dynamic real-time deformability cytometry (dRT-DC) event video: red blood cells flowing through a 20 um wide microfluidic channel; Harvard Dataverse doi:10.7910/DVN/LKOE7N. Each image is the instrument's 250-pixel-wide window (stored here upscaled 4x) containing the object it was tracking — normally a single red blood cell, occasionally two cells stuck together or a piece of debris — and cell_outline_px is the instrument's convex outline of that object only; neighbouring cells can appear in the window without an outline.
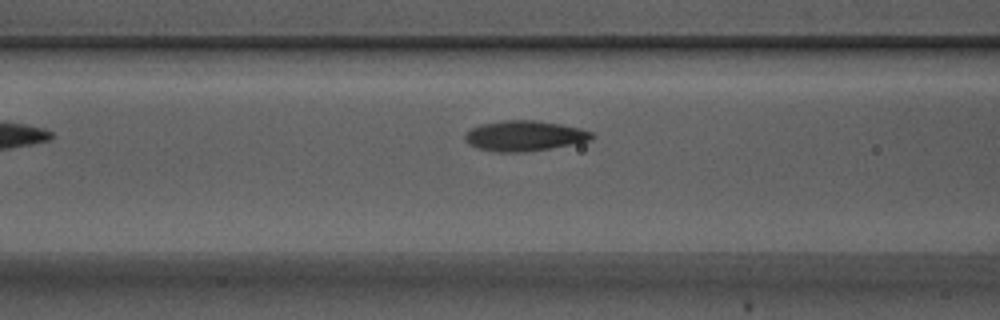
{"species": "Egyptian fruit bat (a non-hibernating species)", "species_latin": "Rousettus aegyptiacus", "temperature_condition": "warm", "stored_images_in_passage": 33, "camera_frame_rate_fps": 3000, "um_per_image_px": 0.085, "animal": {"sex": "male"}, "frame": {"image": 1, "passage_image": 6, "time_ms": 1.667, "image_size_px": [1000, 320], "cell_outline_px": [[596, 136], [592, 140], [576, 144], [524, 152], [496, 152], [476, 148], [468, 144], [464, 140], [464, 136], [472, 128], [480, 124], [504, 120], [536, 120], [560, 124], [580, 128], [592, 132]], "centroid_in_image_um": [44.6, 11.55], "position_along_channel_um": 122.0, "area_um2": 22.66}}
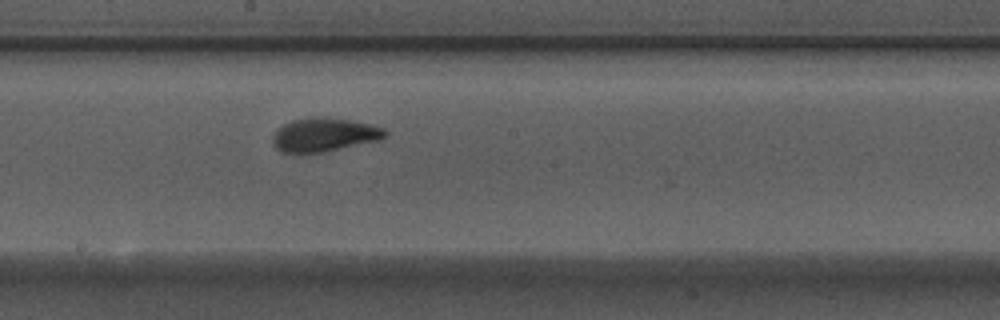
{"frame": {"image": 2, "passage_image": 14, "time_ms": 4.333, "image_size_px": [1000, 320], "cell_outline_px": [[388, 132], [380, 140], [324, 152], [280, 152], [272, 144], [272, 136], [276, 128], [292, 120], [308, 116], [324, 116], [348, 120], [368, 124], [384, 128]], "centroid_in_image_um": [27.51, 11.44], "position_along_channel_um": 220.7, "area_um2": 22.2}}
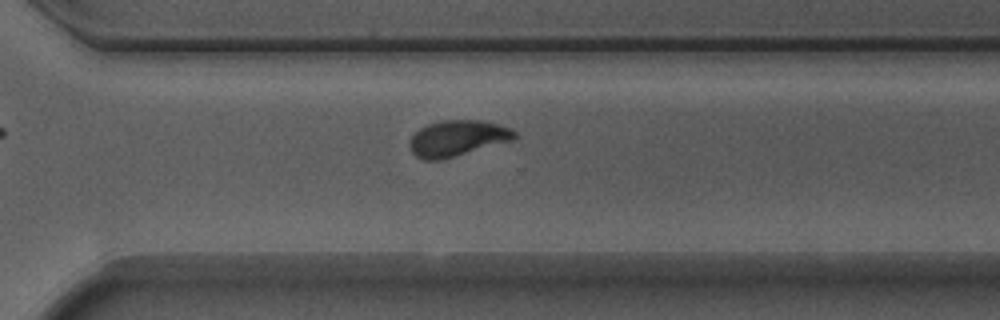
{"frame": {"image": 3, "passage_image": 23, "time_ms": 7.333, "image_size_px": [1000, 320], "cell_outline_px": [[516, 136], [512, 140], [440, 160], [424, 160], [416, 156], [412, 152], [408, 144], [408, 140], [420, 128], [428, 124], [440, 120], [480, 120], [512, 128], [516, 132]], "centroid_in_image_um": [38.84, 11.74], "position_along_channel_um": 331.8, "area_um2": 21.79}}